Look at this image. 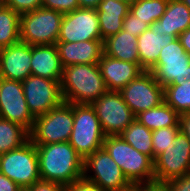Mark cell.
<instances>
[{
	"instance_id": "obj_1",
	"label": "cell",
	"mask_w": 190,
	"mask_h": 191,
	"mask_svg": "<svg viewBox=\"0 0 190 191\" xmlns=\"http://www.w3.org/2000/svg\"><path fill=\"white\" fill-rule=\"evenodd\" d=\"M41 180L67 186L83 176L84 159L69 142L36 146Z\"/></svg>"
},
{
	"instance_id": "obj_2",
	"label": "cell",
	"mask_w": 190,
	"mask_h": 191,
	"mask_svg": "<svg viewBox=\"0 0 190 191\" xmlns=\"http://www.w3.org/2000/svg\"><path fill=\"white\" fill-rule=\"evenodd\" d=\"M60 85L66 103L92 104L107 91L98 64L63 67Z\"/></svg>"
},
{
	"instance_id": "obj_3",
	"label": "cell",
	"mask_w": 190,
	"mask_h": 191,
	"mask_svg": "<svg viewBox=\"0 0 190 191\" xmlns=\"http://www.w3.org/2000/svg\"><path fill=\"white\" fill-rule=\"evenodd\" d=\"M133 185L155 179L154 161L127 143L120 135L106 136L102 146Z\"/></svg>"
},
{
	"instance_id": "obj_4",
	"label": "cell",
	"mask_w": 190,
	"mask_h": 191,
	"mask_svg": "<svg viewBox=\"0 0 190 191\" xmlns=\"http://www.w3.org/2000/svg\"><path fill=\"white\" fill-rule=\"evenodd\" d=\"M74 124V103L63 102L35 117L29 139L35 146L68 142Z\"/></svg>"
},
{
	"instance_id": "obj_5",
	"label": "cell",
	"mask_w": 190,
	"mask_h": 191,
	"mask_svg": "<svg viewBox=\"0 0 190 191\" xmlns=\"http://www.w3.org/2000/svg\"><path fill=\"white\" fill-rule=\"evenodd\" d=\"M63 15L44 7L20 15V42L31 46L56 44Z\"/></svg>"
},
{
	"instance_id": "obj_6",
	"label": "cell",
	"mask_w": 190,
	"mask_h": 191,
	"mask_svg": "<svg viewBox=\"0 0 190 191\" xmlns=\"http://www.w3.org/2000/svg\"><path fill=\"white\" fill-rule=\"evenodd\" d=\"M105 137L94 107L74 103V124L68 142L76 152L85 159L102 148Z\"/></svg>"
},
{
	"instance_id": "obj_7",
	"label": "cell",
	"mask_w": 190,
	"mask_h": 191,
	"mask_svg": "<svg viewBox=\"0 0 190 191\" xmlns=\"http://www.w3.org/2000/svg\"><path fill=\"white\" fill-rule=\"evenodd\" d=\"M0 172L24 188L40 180L37 149L30 139L0 155Z\"/></svg>"
},
{
	"instance_id": "obj_8",
	"label": "cell",
	"mask_w": 190,
	"mask_h": 191,
	"mask_svg": "<svg viewBox=\"0 0 190 191\" xmlns=\"http://www.w3.org/2000/svg\"><path fill=\"white\" fill-rule=\"evenodd\" d=\"M83 176L106 191L132 189V184L124 176L121 168L103 147L84 159Z\"/></svg>"
},
{
	"instance_id": "obj_9",
	"label": "cell",
	"mask_w": 190,
	"mask_h": 191,
	"mask_svg": "<svg viewBox=\"0 0 190 191\" xmlns=\"http://www.w3.org/2000/svg\"><path fill=\"white\" fill-rule=\"evenodd\" d=\"M105 136L120 135L135 120L120 91L107 90L91 104Z\"/></svg>"
},
{
	"instance_id": "obj_10",
	"label": "cell",
	"mask_w": 190,
	"mask_h": 191,
	"mask_svg": "<svg viewBox=\"0 0 190 191\" xmlns=\"http://www.w3.org/2000/svg\"><path fill=\"white\" fill-rule=\"evenodd\" d=\"M149 71L162 87L182 84L189 79L190 55L176 38L161 49L157 63Z\"/></svg>"
},
{
	"instance_id": "obj_11",
	"label": "cell",
	"mask_w": 190,
	"mask_h": 191,
	"mask_svg": "<svg viewBox=\"0 0 190 191\" xmlns=\"http://www.w3.org/2000/svg\"><path fill=\"white\" fill-rule=\"evenodd\" d=\"M187 173H190V141L180 130L171 146L154 159V180L168 182Z\"/></svg>"
},
{
	"instance_id": "obj_12",
	"label": "cell",
	"mask_w": 190,
	"mask_h": 191,
	"mask_svg": "<svg viewBox=\"0 0 190 191\" xmlns=\"http://www.w3.org/2000/svg\"><path fill=\"white\" fill-rule=\"evenodd\" d=\"M22 86L28 110L34 118L64 102L59 81L29 75Z\"/></svg>"
},
{
	"instance_id": "obj_13",
	"label": "cell",
	"mask_w": 190,
	"mask_h": 191,
	"mask_svg": "<svg viewBox=\"0 0 190 191\" xmlns=\"http://www.w3.org/2000/svg\"><path fill=\"white\" fill-rule=\"evenodd\" d=\"M120 92L135 116L164 102V87L155 80L151 71L142 72Z\"/></svg>"
},
{
	"instance_id": "obj_14",
	"label": "cell",
	"mask_w": 190,
	"mask_h": 191,
	"mask_svg": "<svg viewBox=\"0 0 190 191\" xmlns=\"http://www.w3.org/2000/svg\"><path fill=\"white\" fill-rule=\"evenodd\" d=\"M0 117L31 132L35 118L28 110L22 82L0 77Z\"/></svg>"
},
{
	"instance_id": "obj_15",
	"label": "cell",
	"mask_w": 190,
	"mask_h": 191,
	"mask_svg": "<svg viewBox=\"0 0 190 191\" xmlns=\"http://www.w3.org/2000/svg\"><path fill=\"white\" fill-rule=\"evenodd\" d=\"M101 40L96 9L78 8L63 15L57 42Z\"/></svg>"
},
{
	"instance_id": "obj_16",
	"label": "cell",
	"mask_w": 190,
	"mask_h": 191,
	"mask_svg": "<svg viewBox=\"0 0 190 191\" xmlns=\"http://www.w3.org/2000/svg\"><path fill=\"white\" fill-rule=\"evenodd\" d=\"M31 45L19 42L0 49V77L23 82L31 72Z\"/></svg>"
},
{
	"instance_id": "obj_17",
	"label": "cell",
	"mask_w": 190,
	"mask_h": 191,
	"mask_svg": "<svg viewBox=\"0 0 190 191\" xmlns=\"http://www.w3.org/2000/svg\"><path fill=\"white\" fill-rule=\"evenodd\" d=\"M98 66L109 91H120L145 71L140 64L114 59L104 53Z\"/></svg>"
},
{
	"instance_id": "obj_18",
	"label": "cell",
	"mask_w": 190,
	"mask_h": 191,
	"mask_svg": "<svg viewBox=\"0 0 190 191\" xmlns=\"http://www.w3.org/2000/svg\"><path fill=\"white\" fill-rule=\"evenodd\" d=\"M56 47L63 67L75 64H98L104 53L102 40L57 42Z\"/></svg>"
},
{
	"instance_id": "obj_19",
	"label": "cell",
	"mask_w": 190,
	"mask_h": 191,
	"mask_svg": "<svg viewBox=\"0 0 190 191\" xmlns=\"http://www.w3.org/2000/svg\"><path fill=\"white\" fill-rule=\"evenodd\" d=\"M32 75L61 82L63 66L56 44L31 46Z\"/></svg>"
},
{
	"instance_id": "obj_20",
	"label": "cell",
	"mask_w": 190,
	"mask_h": 191,
	"mask_svg": "<svg viewBox=\"0 0 190 191\" xmlns=\"http://www.w3.org/2000/svg\"><path fill=\"white\" fill-rule=\"evenodd\" d=\"M190 27V9L181 0H168L165 13L149 26L150 30L173 35L176 38Z\"/></svg>"
},
{
	"instance_id": "obj_21",
	"label": "cell",
	"mask_w": 190,
	"mask_h": 191,
	"mask_svg": "<svg viewBox=\"0 0 190 191\" xmlns=\"http://www.w3.org/2000/svg\"><path fill=\"white\" fill-rule=\"evenodd\" d=\"M101 40L122 30L123 20L130 11V4L116 0H101L96 8Z\"/></svg>"
},
{
	"instance_id": "obj_22",
	"label": "cell",
	"mask_w": 190,
	"mask_h": 191,
	"mask_svg": "<svg viewBox=\"0 0 190 191\" xmlns=\"http://www.w3.org/2000/svg\"><path fill=\"white\" fill-rule=\"evenodd\" d=\"M173 35L164 34L156 30H145L137 37V48L140 57V66L149 71L158 61L160 51L175 40Z\"/></svg>"
},
{
	"instance_id": "obj_23",
	"label": "cell",
	"mask_w": 190,
	"mask_h": 191,
	"mask_svg": "<svg viewBox=\"0 0 190 191\" xmlns=\"http://www.w3.org/2000/svg\"><path fill=\"white\" fill-rule=\"evenodd\" d=\"M104 54L114 59L140 64L137 48V37L126 32L119 31L103 41Z\"/></svg>"
},
{
	"instance_id": "obj_24",
	"label": "cell",
	"mask_w": 190,
	"mask_h": 191,
	"mask_svg": "<svg viewBox=\"0 0 190 191\" xmlns=\"http://www.w3.org/2000/svg\"><path fill=\"white\" fill-rule=\"evenodd\" d=\"M135 119L151 131L165 127H181L180 115L165 101L157 107L140 112Z\"/></svg>"
},
{
	"instance_id": "obj_25",
	"label": "cell",
	"mask_w": 190,
	"mask_h": 191,
	"mask_svg": "<svg viewBox=\"0 0 190 191\" xmlns=\"http://www.w3.org/2000/svg\"><path fill=\"white\" fill-rule=\"evenodd\" d=\"M120 136L137 151L149 156L154 161L152 131L146 126L135 119Z\"/></svg>"
},
{
	"instance_id": "obj_26",
	"label": "cell",
	"mask_w": 190,
	"mask_h": 191,
	"mask_svg": "<svg viewBox=\"0 0 190 191\" xmlns=\"http://www.w3.org/2000/svg\"><path fill=\"white\" fill-rule=\"evenodd\" d=\"M20 42V15L6 7L0 6V49Z\"/></svg>"
},
{
	"instance_id": "obj_27",
	"label": "cell",
	"mask_w": 190,
	"mask_h": 191,
	"mask_svg": "<svg viewBox=\"0 0 190 191\" xmlns=\"http://www.w3.org/2000/svg\"><path fill=\"white\" fill-rule=\"evenodd\" d=\"M29 139V133L20 125L0 117V155L16 149Z\"/></svg>"
},
{
	"instance_id": "obj_28",
	"label": "cell",
	"mask_w": 190,
	"mask_h": 191,
	"mask_svg": "<svg viewBox=\"0 0 190 191\" xmlns=\"http://www.w3.org/2000/svg\"><path fill=\"white\" fill-rule=\"evenodd\" d=\"M164 101L179 115L190 113V81L165 86Z\"/></svg>"
},
{
	"instance_id": "obj_29",
	"label": "cell",
	"mask_w": 190,
	"mask_h": 191,
	"mask_svg": "<svg viewBox=\"0 0 190 191\" xmlns=\"http://www.w3.org/2000/svg\"><path fill=\"white\" fill-rule=\"evenodd\" d=\"M167 4L168 0H134L129 12L150 26L165 13Z\"/></svg>"
},
{
	"instance_id": "obj_30",
	"label": "cell",
	"mask_w": 190,
	"mask_h": 191,
	"mask_svg": "<svg viewBox=\"0 0 190 191\" xmlns=\"http://www.w3.org/2000/svg\"><path fill=\"white\" fill-rule=\"evenodd\" d=\"M180 130L181 127H165L152 131L154 159L166 148L171 146V143Z\"/></svg>"
},
{
	"instance_id": "obj_31",
	"label": "cell",
	"mask_w": 190,
	"mask_h": 191,
	"mask_svg": "<svg viewBox=\"0 0 190 191\" xmlns=\"http://www.w3.org/2000/svg\"><path fill=\"white\" fill-rule=\"evenodd\" d=\"M4 5L19 15L42 7V0H4Z\"/></svg>"
},
{
	"instance_id": "obj_32",
	"label": "cell",
	"mask_w": 190,
	"mask_h": 191,
	"mask_svg": "<svg viewBox=\"0 0 190 191\" xmlns=\"http://www.w3.org/2000/svg\"><path fill=\"white\" fill-rule=\"evenodd\" d=\"M122 25L123 30L135 37L140 36L145 30L149 28V25L145 23V21H141L138 17H135L130 12L125 16Z\"/></svg>"
},
{
	"instance_id": "obj_33",
	"label": "cell",
	"mask_w": 190,
	"mask_h": 191,
	"mask_svg": "<svg viewBox=\"0 0 190 191\" xmlns=\"http://www.w3.org/2000/svg\"><path fill=\"white\" fill-rule=\"evenodd\" d=\"M42 7L65 14L78 9L79 3L77 0H42Z\"/></svg>"
},
{
	"instance_id": "obj_34",
	"label": "cell",
	"mask_w": 190,
	"mask_h": 191,
	"mask_svg": "<svg viewBox=\"0 0 190 191\" xmlns=\"http://www.w3.org/2000/svg\"><path fill=\"white\" fill-rule=\"evenodd\" d=\"M66 191H106L93 181L86 179L84 176L78 178L66 186Z\"/></svg>"
},
{
	"instance_id": "obj_35",
	"label": "cell",
	"mask_w": 190,
	"mask_h": 191,
	"mask_svg": "<svg viewBox=\"0 0 190 191\" xmlns=\"http://www.w3.org/2000/svg\"><path fill=\"white\" fill-rule=\"evenodd\" d=\"M133 191H169L167 182L161 181H150V182H139L132 185Z\"/></svg>"
},
{
	"instance_id": "obj_36",
	"label": "cell",
	"mask_w": 190,
	"mask_h": 191,
	"mask_svg": "<svg viewBox=\"0 0 190 191\" xmlns=\"http://www.w3.org/2000/svg\"><path fill=\"white\" fill-rule=\"evenodd\" d=\"M28 188L30 191H66V186L63 184L41 179Z\"/></svg>"
},
{
	"instance_id": "obj_37",
	"label": "cell",
	"mask_w": 190,
	"mask_h": 191,
	"mask_svg": "<svg viewBox=\"0 0 190 191\" xmlns=\"http://www.w3.org/2000/svg\"><path fill=\"white\" fill-rule=\"evenodd\" d=\"M169 191H190V173L167 182Z\"/></svg>"
},
{
	"instance_id": "obj_38",
	"label": "cell",
	"mask_w": 190,
	"mask_h": 191,
	"mask_svg": "<svg viewBox=\"0 0 190 191\" xmlns=\"http://www.w3.org/2000/svg\"><path fill=\"white\" fill-rule=\"evenodd\" d=\"M21 187L0 172V191H18Z\"/></svg>"
},
{
	"instance_id": "obj_39",
	"label": "cell",
	"mask_w": 190,
	"mask_h": 191,
	"mask_svg": "<svg viewBox=\"0 0 190 191\" xmlns=\"http://www.w3.org/2000/svg\"><path fill=\"white\" fill-rule=\"evenodd\" d=\"M180 126L182 132L187 136L190 141V113L180 115Z\"/></svg>"
},
{
	"instance_id": "obj_40",
	"label": "cell",
	"mask_w": 190,
	"mask_h": 191,
	"mask_svg": "<svg viewBox=\"0 0 190 191\" xmlns=\"http://www.w3.org/2000/svg\"><path fill=\"white\" fill-rule=\"evenodd\" d=\"M178 39L180 41V44L183 46L185 52H187L190 55V27L187 28L184 32H182Z\"/></svg>"
},
{
	"instance_id": "obj_41",
	"label": "cell",
	"mask_w": 190,
	"mask_h": 191,
	"mask_svg": "<svg viewBox=\"0 0 190 191\" xmlns=\"http://www.w3.org/2000/svg\"><path fill=\"white\" fill-rule=\"evenodd\" d=\"M79 8L96 9L101 0H77Z\"/></svg>"
},
{
	"instance_id": "obj_42",
	"label": "cell",
	"mask_w": 190,
	"mask_h": 191,
	"mask_svg": "<svg viewBox=\"0 0 190 191\" xmlns=\"http://www.w3.org/2000/svg\"><path fill=\"white\" fill-rule=\"evenodd\" d=\"M184 4H186L188 6V8L190 9V0H181Z\"/></svg>"
},
{
	"instance_id": "obj_43",
	"label": "cell",
	"mask_w": 190,
	"mask_h": 191,
	"mask_svg": "<svg viewBox=\"0 0 190 191\" xmlns=\"http://www.w3.org/2000/svg\"><path fill=\"white\" fill-rule=\"evenodd\" d=\"M116 1H122L128 4H131L134 0H116Z\"/></svg>"
},
{
	"instance_id": "obj_44",
	"label": "cell",
	"mask_w": 190,
	"mask_h": 191,
	"mask_svg": "<svg viewBox=\"0 0 190 191\" xmlns=\"http://www.w3.org/2000/svg\"><path fill=\"white\" fill-rule=\"evenodd\" d=\"M18 191H30L29 188L21 187Z\"/></svg>"
},
{
	"instance_id": "obj_45",
	"label": "cell",
	"mask_w": 190,
	"mask_h": 191,
	"mask_svg": "<svg viewBox=\"0 0 190 191\" xmlns=\"http://www.w3.org/2000/svg\"><path fill=\"white\" fill-rule=\"evenodd\" d=\"M4 5V0H0V6Z\"/></svg>"
}]
</instances>
